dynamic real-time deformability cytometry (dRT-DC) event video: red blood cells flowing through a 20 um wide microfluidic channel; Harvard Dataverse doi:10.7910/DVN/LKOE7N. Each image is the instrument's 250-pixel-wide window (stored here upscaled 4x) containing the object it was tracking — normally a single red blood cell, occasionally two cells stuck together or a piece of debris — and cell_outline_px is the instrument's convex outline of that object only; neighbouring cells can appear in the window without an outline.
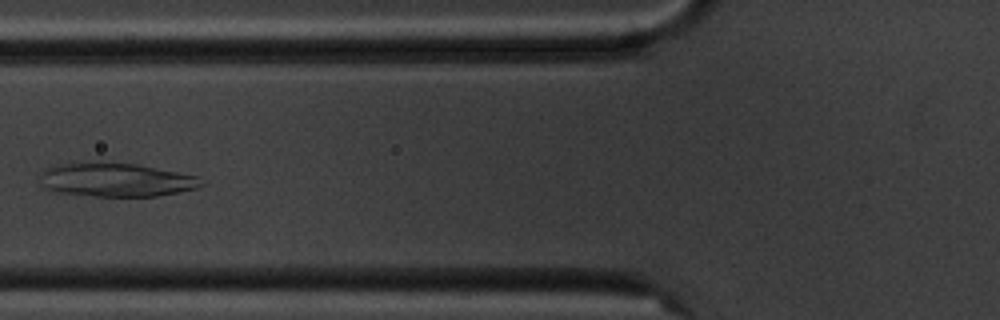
{"species": "common noctule bat (a hibernating species)", "species_latin": "Nyctalus noctula", "temperature_condition": "cold", "stored_images_in_passage": 8, "camera_frame_rate_fps": 3000, "um_per_image_px": 0.085, "animal": {"sex": "male", "body_mass_g": 20.1, "forearm_length_mm": 53.5}, "frame": {"image": 1, "passage_image": 6, "time_ms": 6.0, "image_size_px": [1000, 320], "cell_outline_px": [[204, 184], [200, 188], [156, 196], [96, 196], [56, 192], [44, 188], [40, 184], [40, 172], [44, 168], [64, 164], [136, 164], [200, 176]], "centroid_in_image_um": [9.9, 15.31], "position_along_channel_um": 115.9, "area_um2": 31.27}}
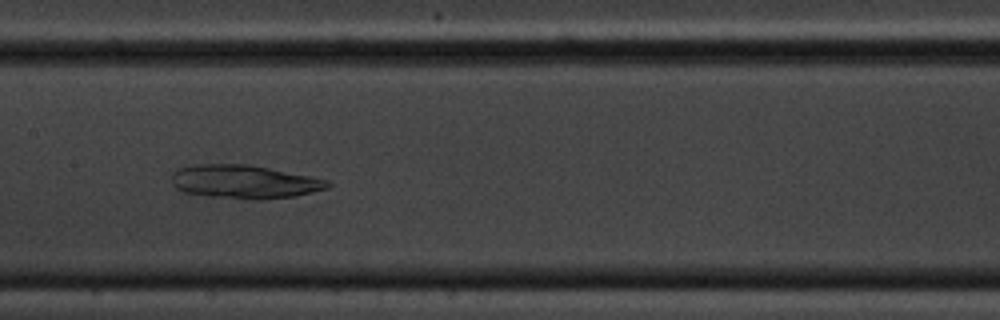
{"frame": {"image": 2, "passage_image": 8, "time_ms": 8.0, "image_size_px": [1000, 320], "cell_outline_px": [[332, 184], [328, 188], [296, 196], [260, 200], [252, 200], [212, 196], [184, 192], [176, 188], [172, 184], [172, 176], [180, 168], [192, 164], [248, 164], [312, 176], [328, 180]], "centroid_in_image_um": [20.81, 15.45], "position_along_channel_um": 186.6, "area_um2": 30.52}}